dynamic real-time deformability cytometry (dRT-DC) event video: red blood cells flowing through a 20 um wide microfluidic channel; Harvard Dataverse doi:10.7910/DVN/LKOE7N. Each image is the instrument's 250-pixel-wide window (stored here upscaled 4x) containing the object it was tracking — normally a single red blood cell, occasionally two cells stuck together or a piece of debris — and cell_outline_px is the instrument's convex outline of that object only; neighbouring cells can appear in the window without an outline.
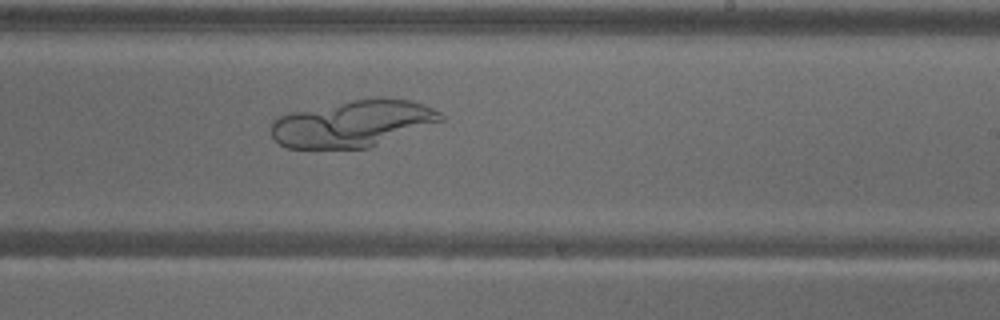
{"species": "common noctule bat (a hibernating species)", "species_latin": "Nyctalus noctula", "temperature_condition": "warm", "stored_images_in_passage": 57, "camera_frame_rate_fps": 3000, "um_per_image_px": 0.085, "animal": {"sex": "male", "body_mass_g": 18.8}, "frame": {"image": 1, "passage_image": 35, "time_ms": 11.333, "image_size_px": [1000, 320], "cell_outline_px": [[444, 120], [368, 148], [284, 148], [272, 136], [268, 128], [272, 120], [276, 116], [292, 112], [352, 100], [380, 96], [412, 100], [424, 104], [440, 112], [444, 116]], "centroid_in_image_um": [29.96, 10.49], "position_along_channel_um": 259.0, "area_um2": 46.3}}